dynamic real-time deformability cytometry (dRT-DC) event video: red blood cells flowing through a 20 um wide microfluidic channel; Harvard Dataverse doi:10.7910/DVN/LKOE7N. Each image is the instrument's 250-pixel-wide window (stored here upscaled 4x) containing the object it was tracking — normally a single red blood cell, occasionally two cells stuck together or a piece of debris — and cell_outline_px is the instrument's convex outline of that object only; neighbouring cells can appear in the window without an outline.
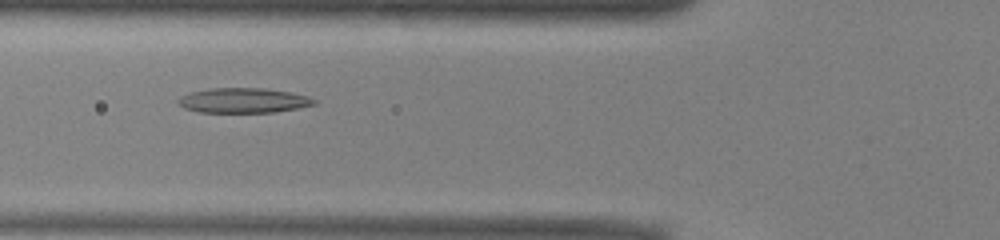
{"species": "common noctule bat (a hibernating species)", "species_latin": "Nyctalus noctula", "temperature_condition": "warm", "stored_images_in_passage": 29, "camera_frame_rate_fps": 3000, "um_per_image_px": 0.085, "animal": {"sex": "male", "body_mass_g": 13.0, "forearm_length_mm": 53.1}, "frame": {"image": 1, "passage_image": 5, "time_ms": 1.333, "image_size_px": [1000, 240], "cell_outline_px": [[316, 104], [276, 112], [200, 112], [184, 108], [176, 100], [192, 92], [212, 88], [264, 88], [288, 92], [308, 96], [316, 100]], "centroid_in_image_um": [20.71, 8.54], "position_along_channel_um": 105.1, "area_um2": 19.42}}
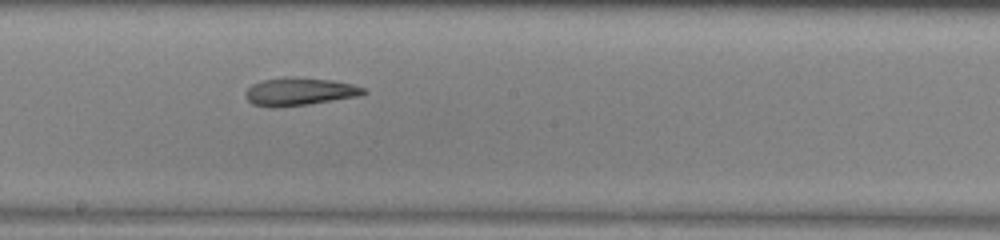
{"frame": {"image": 2, "passage_image": 14, "time_ms": 4.333, "image_size_px": [1000, 240], "cell_outline_px": [[368, 92], [360, 96], [308, 104], [276, 108], [272, 108], [252, 104], [244, 96], [244, 92], [252, 84], [264, 80], [284, 76], [296, 76], [332, 80], [352, 84], [364, 88]], "centroid_in_image_um": [25.43, 7.78], "position_along_channel_um": 222.8, "area_um2": 19.48}}
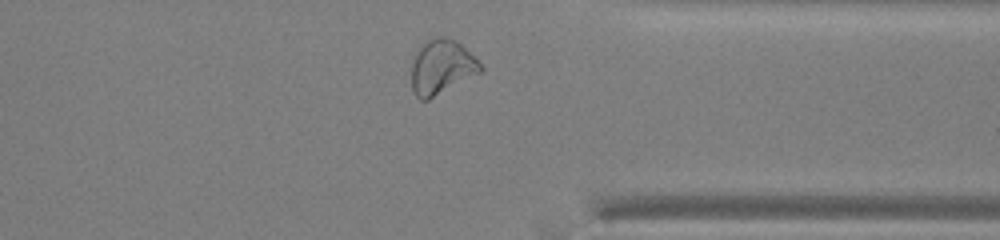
{"frame": {"image": 3, "passage_image": 26, "time_ms": 8.333, "image_size_px": [1000, 240], "cell_outline_px": [[484, 72], [428, 100], [420, 100], [412, 92], [412, 64], [416, 48], [424, 40], [432, 36], [444, 36], [456, 40], [484, 68]], "centroid_in_image_um": [37.52, 5.69], "position_along_channel_um": 373.9, "area_um2": 22.43}, "authors_computed_cell_mechanics": {"area_um2": 19.4208, "velocity_mm_per_s": 3.9183, "shape_relaxation_time_tau1_ms": null, "shape_relaxation_time_tau2_ms": 4.9178, "deformation_change_tau1": null, "deformation_change_tau2": 0.1467}}